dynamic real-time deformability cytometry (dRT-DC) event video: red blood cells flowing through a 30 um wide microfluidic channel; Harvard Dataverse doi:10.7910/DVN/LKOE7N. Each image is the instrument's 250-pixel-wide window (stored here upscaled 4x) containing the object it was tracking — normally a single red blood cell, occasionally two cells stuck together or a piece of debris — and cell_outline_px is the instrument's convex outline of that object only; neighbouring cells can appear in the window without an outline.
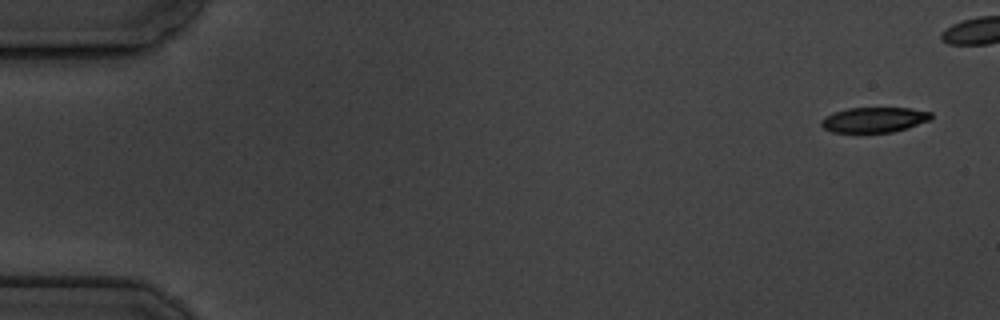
{"species": "common noctule bat (a hibernating species)", "species_latin": "Nyctalus noctula", "temperature_condition": "cold", "stored_images_in_passage": 6, "camera_frame_rate_fps": 3000, "um_per_image_px": 0.085, "animal": {"sex": "male", "body_mass_g": 19.5, "forearm_length_mm": 54.6}, "frame": {"image": 1, "passage_image": 1, "time_ms": 0.0, "image_size_px": [1000, 320], "cell_outline_px": [[932, 116], [928, 120], [908, 128], [892, 132], [832, 132], [824, 128], [820, 124], [820, 120], [824, 116], [832, 112], [848, 108], [912, 108], [932, 112]], "centroid_in_image_um": [74.27, 10.17], "position_along_channel_um": 10.7, "area_um2": 16.18}}
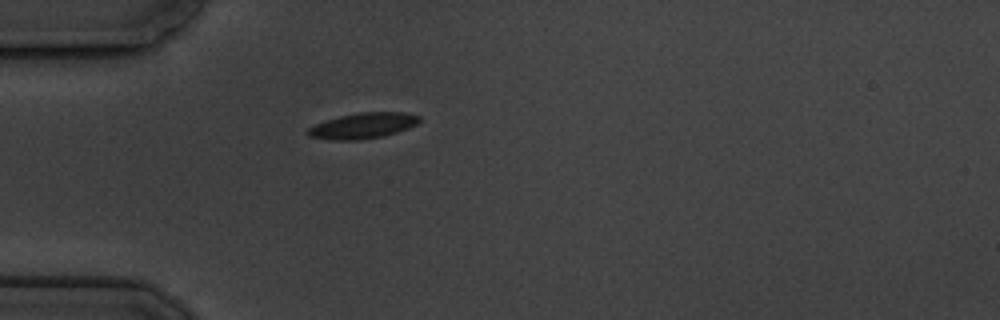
{"frame": {"image": 2, "passage_image": 6, "time_ms": 6.667, "image_size_px": [1000, 320], "cell_outline_px": [[420, 120], [416, 124], [408, 128], [384, 136], [360, 140], [332, 140], [308, 136], [304, 132], [308, 128], [316, 124], [340, 116], [360, 112], [408, 112], [420, 116]], "centroid_in_image_um": [30.85, 10.69], "position_along_channel_um": 54.1, "area_um2": 16.7}}